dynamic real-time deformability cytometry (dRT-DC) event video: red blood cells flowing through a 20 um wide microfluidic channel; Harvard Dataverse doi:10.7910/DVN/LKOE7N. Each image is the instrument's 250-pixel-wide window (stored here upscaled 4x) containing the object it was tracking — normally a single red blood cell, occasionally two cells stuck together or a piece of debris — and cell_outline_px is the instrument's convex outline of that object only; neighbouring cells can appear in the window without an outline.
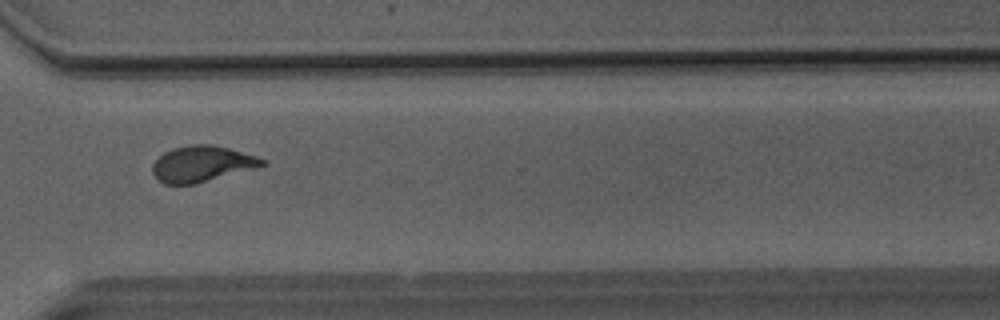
{"species": "Egyptian fruit bat (a non-hibernating species)", "species_latin": "Rousettus aegyptiacus", "temperature_condition": "room temperature", "stored_images_in_passage": 51, "camera_frame_rate_fps": 3000, "um_per_image_px": 0.085, "animal": {"sex": "male"}, "frame": {"image": 1, "passage_image": 38, "time_ms": 12.333, "image_size_px": [1000, 320], "cell_outline_px": [[268, 164], [256, 168], [196, 184], [164, 184], [152, 172], [152, 164], [164, 152], [172, 148], [192, 144], [212, 144], [228, 148], [256, 156], [264, 160]], "centroid_in_image_um": [17.17, 13.93], "position_along_channel_um": 353.4, "area_um2": 22.95}}
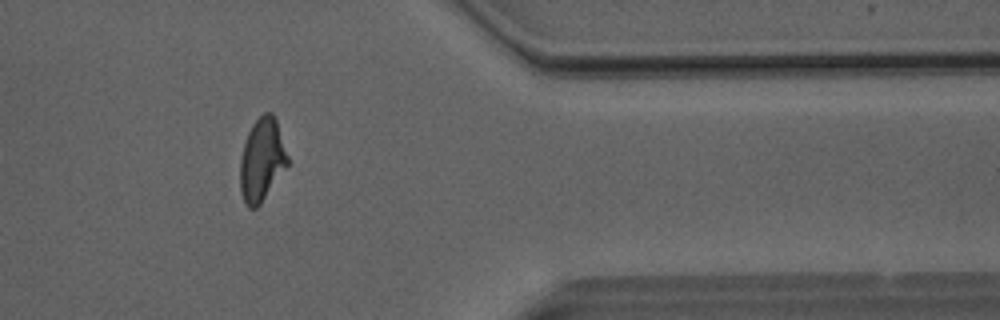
{"frame": {"image": 2, "passage_image": 42, "time_ms": 13.667, "image_size_px": [1000, 320], "cell_outline_px": [[288, 164], [260, 204], [256, 208], [248, 208], [244, 204], [240, 192], [240, 160], [244, 144], [248, 132], [252, 124], [264, 112], [272, 112], [276, 120], [288, 156]], "centroid_in_image_um": [22.24, 13.6], "position_along_channel_um": 389.2, "area_um2": 22.77}}
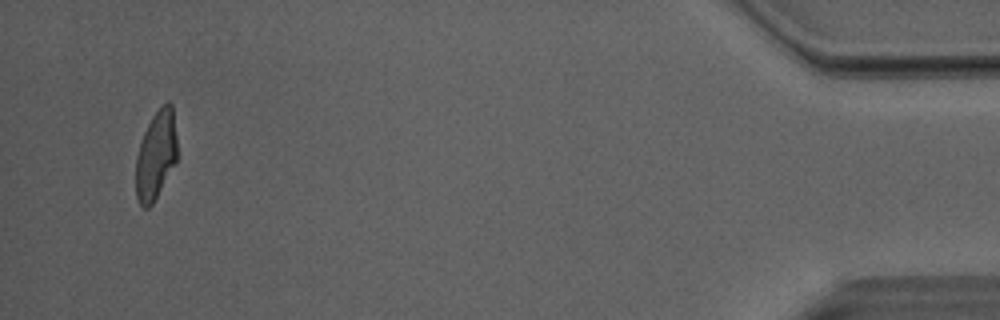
{"frame": {"image": 3, "passage_image": 49, "time_ms": 16.0, "image_size_px": [1000, 320], "cell_outline_px": [[176, 160], [152, 204], [148, 208], [144, 208], [140, 204], [136, 196], [136, 156], [144, 132], [152, 116], [168, 100], [172, 104], [176, 136]], "centroid_in_image_um": [13.24, 13.18], "position_along_channel_um": 422.0, "area_um2": 20.87}, "authors_computed_cell_mechanics": {"area_um2": 22.7154, "velocity_mm_per_s": 4.0583, "shape_relaxation_time_tau1_ms": 3.9224, "shape_relaxation_time_tau2_ms": 1.301, "deformation_change_tau1": 0.171, "deformation_change_tau2": 0.0808}}